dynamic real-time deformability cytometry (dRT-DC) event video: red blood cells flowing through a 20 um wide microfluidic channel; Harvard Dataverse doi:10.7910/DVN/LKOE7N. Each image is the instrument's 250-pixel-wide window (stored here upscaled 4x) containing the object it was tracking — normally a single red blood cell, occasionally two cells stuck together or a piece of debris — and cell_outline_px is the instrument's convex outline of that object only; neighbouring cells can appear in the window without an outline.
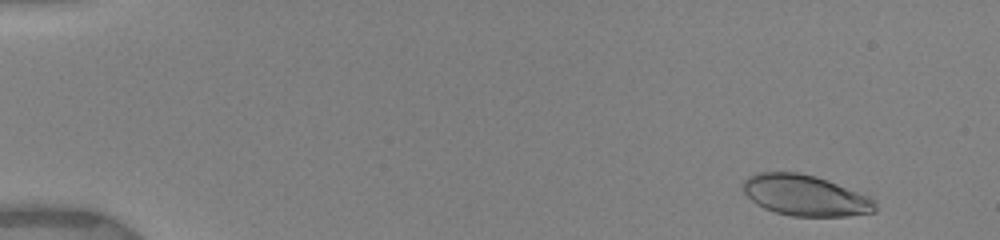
{"species": "human", "species_latin": "Homo sapiens", "temperature_condition": "warm", "stored_images_in_passage": 11, "camera_frame_rate_fps": 3000, "um_per_image_px": 0.085, "donor": {"sex": "female"}, "frame": {"image": 1, "passage_image": 2, "time_ms": 0.667, "image_size_px": [1000, 240], "cell_outline_px": [[876, 212], [848, 216], [792, 216], [776, 212], [764, 208], [756, 204], [740, 188], [744, 180], [748, 176], [756, 172], [796, 172], [816, 176], [828, 180], [868, 196], [876, 200]], "centroid_in_image_um": [68.43, 16.61], "position_along_channel_um": 16.6, "area_um2": 31.62}}
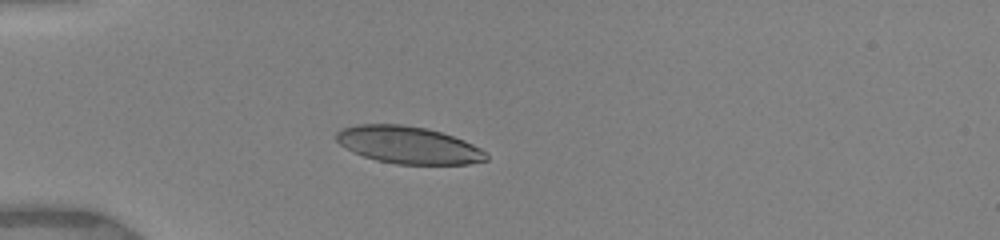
{"frame": {"image": 2, "passage_image": 8, "time_ms": 4.333, "image_size_px": [1000, 240], "cell_outline_px": [[488, 160], [468, 164], [396, 164], [376, 160], [352, 152], [340, 144], [336, 140], [336, 132], [340, 128], [356, 124], [400, 124], [428, 128], [464, 140], [480, 148], [488, 156]], "centroid_in_image_um": [34.68, 12.32], "position_along_channel_um": 50.3, "area_um2": 32.6}}